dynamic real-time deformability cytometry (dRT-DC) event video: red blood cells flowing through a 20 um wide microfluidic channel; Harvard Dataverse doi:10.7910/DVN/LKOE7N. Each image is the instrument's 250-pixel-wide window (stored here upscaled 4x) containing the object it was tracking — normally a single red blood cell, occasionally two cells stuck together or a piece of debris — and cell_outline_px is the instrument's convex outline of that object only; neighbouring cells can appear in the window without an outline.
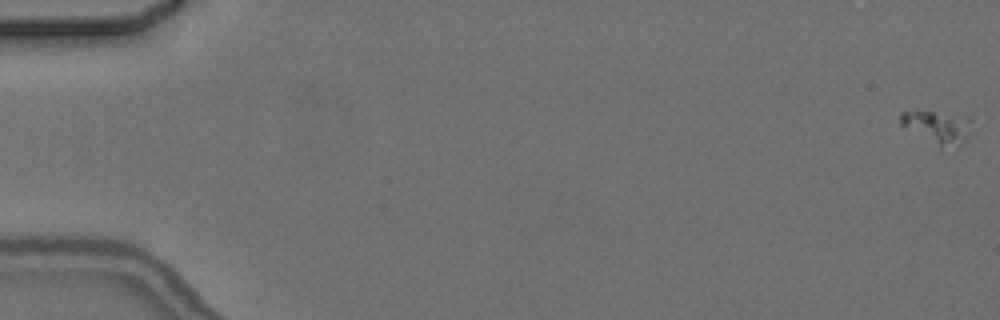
{"species": "common noctule bat (a hibernating species)", "species_latin": "Nyctalus noctula", "temperature_condition": "cold", "stored_images_in_passage": 6, "camera_frame_rate_fps": 3000, "um_per_image_px": 0.085, "animal": {"sex": "female", "body_mass_g": 24.6, "forearm_length_mm": 56.2}, "frame": {"image": 1, "passage_image": 1, "time_ms": 0.0, "image_size_px": [1000, 320], "cell_outline_px": [[972, 132], [964, 140], [940, 144], [900, 124], [900, 112], [916, 108], [972, 116]], "centroid_in_image_um": [79.71, 10.61], "position_along_channel_um": 5.3, "area_um2": 13.18}}
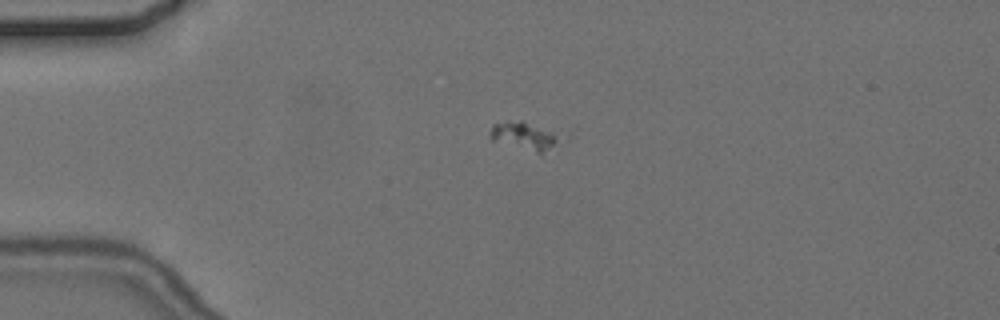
{"frame": {"image": 2, "passage_image": 5, "time_ms": 4.667, "image_size_px": [1000, 320], "cell_outline_px": [[560, 140], [540, 156], [492, 140], [488, 136], [488, 132], [492, 124], [508, 120], [520, 120], [552, 132], [560, 136]], "centroid_in_image_um": [44.48, 11.59], "position_along_channel_um": 40.5, "area_um2": 11.62}}